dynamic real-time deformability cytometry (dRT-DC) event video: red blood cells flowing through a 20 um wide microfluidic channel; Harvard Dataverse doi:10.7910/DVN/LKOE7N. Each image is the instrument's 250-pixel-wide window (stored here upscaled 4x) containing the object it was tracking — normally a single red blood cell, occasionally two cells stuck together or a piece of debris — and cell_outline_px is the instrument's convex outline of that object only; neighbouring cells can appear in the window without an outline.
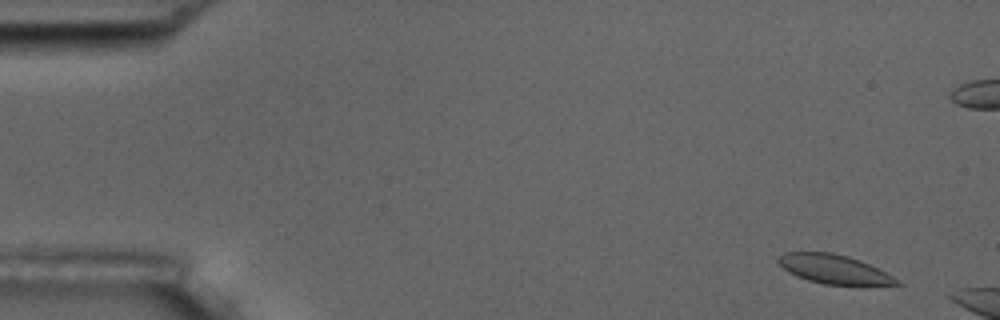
{"species": "common noctule bat (a hibernating species)", "species_latin": "Nyctalus noctula", "temperature_condition": "room temperature", "stored_images_in_passage": 3, "camera_frame_rate_fps": 3000, "um_per_image_px": 0.085, "animal": {"sex": "male", "body_mass_g": 17.5, "forearm_length_mm": 52.3}, "frame": {"image": 1, "passage_image": 1, "time_ms": 0.0, "image_size_px": [1000, 320], "cell_outline_px": [[904, 284], [864, 288], [860, 288], [824, 284], [808, 280], [796, 276], [788, 272], [776, 260], [784, 252], [832, 252], [848, 256], [860, 260], [892, 276]], "centroid_in_image_um": [70.97, 22.94], "position_along_channel_um": 14.0, "area_um2": 20.81}}